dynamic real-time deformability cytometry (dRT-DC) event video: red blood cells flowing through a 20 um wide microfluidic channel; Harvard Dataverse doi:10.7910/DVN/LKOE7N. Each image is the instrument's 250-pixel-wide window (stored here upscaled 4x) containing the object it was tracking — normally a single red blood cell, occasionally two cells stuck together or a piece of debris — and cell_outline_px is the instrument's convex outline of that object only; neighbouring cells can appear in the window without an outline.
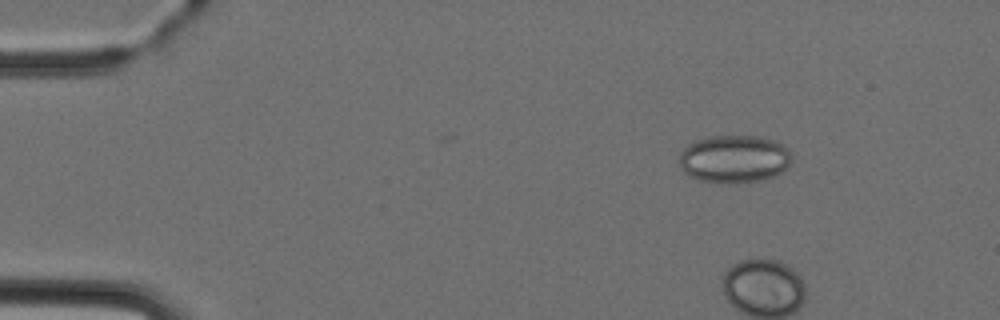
{"species": "Egyptian fruit bat (a non-hibernating species)", "species_latin": "Rousettus aegyptiacus", "temperature_condition": "cold", "stored_images_in_passage": 4, "camera_frame_rate_fps": 3000, "um_per_image_px": 0.085, "animal": {"sex": "female"}, "frame": {"image": 1, "passage_image": 1, "time_ms": 0.0, "image_size_px": [1000, 320], "cell_outline_px": [[792, 160], [780, 172], [772, 176], [760, 180], [736, 184], [728, 184], [700, 180], [684, 172], [680, 168], [680, 152], [688, 144], [696, 140], [708, 136], [760, 136], [776, 140], [792, 156]], "centroid_in_image_um": [62.37, 13.51], "position_along_channel_um": 22.6, "area_um2": 31.27}}